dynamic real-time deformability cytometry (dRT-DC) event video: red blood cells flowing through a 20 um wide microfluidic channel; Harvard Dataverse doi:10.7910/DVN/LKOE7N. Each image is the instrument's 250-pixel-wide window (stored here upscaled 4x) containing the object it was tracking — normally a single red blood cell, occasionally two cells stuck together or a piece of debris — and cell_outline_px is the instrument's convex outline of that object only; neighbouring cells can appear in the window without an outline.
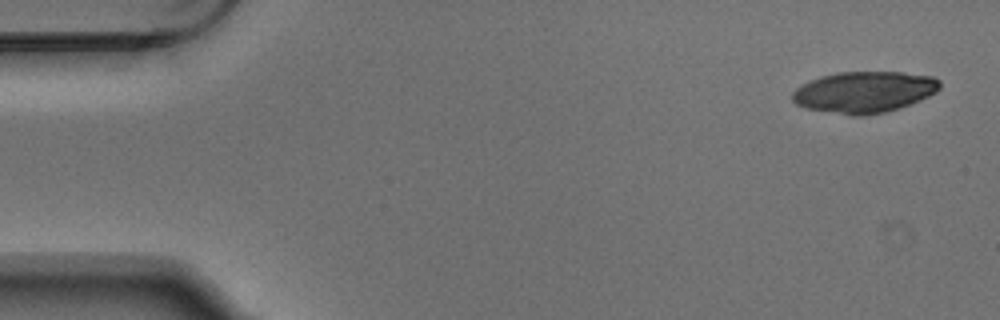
{"species": "Egyptian fruit bat (a non-hibernating species)", "species_latin": "Rousettus aegyptiacus", "temperature_condition": "warm", "stored_images_in_passage": 5, "camera_frame_rate_fps": 3000, "um_per_image_px": 0.085, "animal": {"sex": "male"}, "frame": {"image": 1, "passage_image": 1, "time_ms": 0.0, "image_size_px": [1000, 320], "cell_outline_px": [[940, 88], [936, 92], [920, 100], [900, 108], [884, 112], [864, 116], [852, 116], [804, 108], [796, 104], [792, 100], [792, 92], [796, 88], [812, 80], [824, 76], [840, 72], [904, 72], [932, 76], [940, 80]], "centroid_in_image_um": [73.47, 7.83], "position_along_channel_um": 11.5, "area_um2": 35.49}}